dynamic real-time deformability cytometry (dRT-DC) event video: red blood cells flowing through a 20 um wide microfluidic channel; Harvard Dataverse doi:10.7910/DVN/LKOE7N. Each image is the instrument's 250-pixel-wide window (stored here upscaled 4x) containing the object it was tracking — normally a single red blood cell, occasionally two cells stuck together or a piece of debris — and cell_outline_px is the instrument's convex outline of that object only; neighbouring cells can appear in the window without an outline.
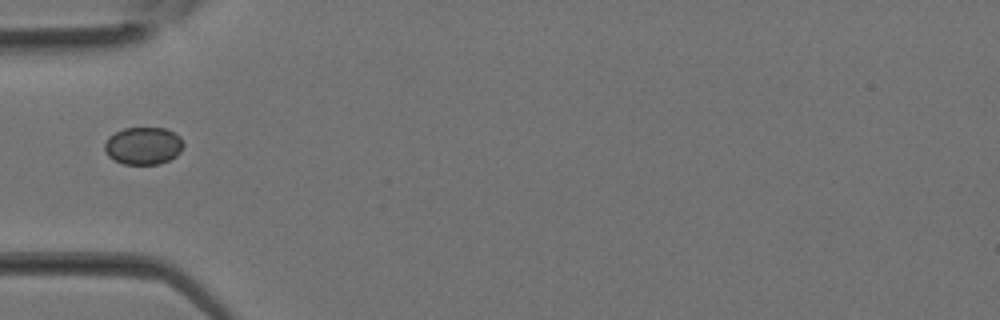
{"species": "Egyptian fruit bat (a non-hibernating species)", "species_latin": "Rousettus aegyptiacus", "temperature_condition": "room temperature", "stored_images_in_passage": 4, "camera_frame_rate_fps": 3000, "um_per_image_px": 0.085, "animal": {"sex": "female"}, "frame": {"image": 1, "passage_image": 1, "time_ms": 0.0, "image_size_px": [1000, 320], "cell_outline_px": [[184, 144], [180, 152], [176, 156], [160, 164], [124, 164], [108, 156], [104, 148], [104, 144], [108, 136], [124, 128], [164, 128], [180, 136]], "centroid_in_image_um": [12.18, 12.39], "position_along_channel_um": 72.8, "area_um2": 17.17}}
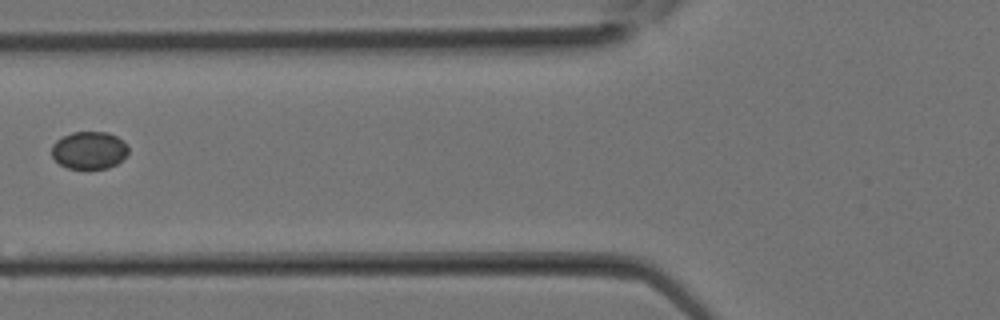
{"frame": {"image": 2, "passage_image": 3, "time_ms": 0.667, "image_size_px": [1000, 320], "cell_outline_px": [[128, 152], [116, 164], [108, 168], [68, 168], [60, 164], [52, 156], [52, 144], [56, 140], [72, 132], [108, 132], [116, 136], [128, 144]], "centroid_in_image_um": [7.58, 12.76], "position_along_channel_um": 118.2, "area_um2": 16.65}}